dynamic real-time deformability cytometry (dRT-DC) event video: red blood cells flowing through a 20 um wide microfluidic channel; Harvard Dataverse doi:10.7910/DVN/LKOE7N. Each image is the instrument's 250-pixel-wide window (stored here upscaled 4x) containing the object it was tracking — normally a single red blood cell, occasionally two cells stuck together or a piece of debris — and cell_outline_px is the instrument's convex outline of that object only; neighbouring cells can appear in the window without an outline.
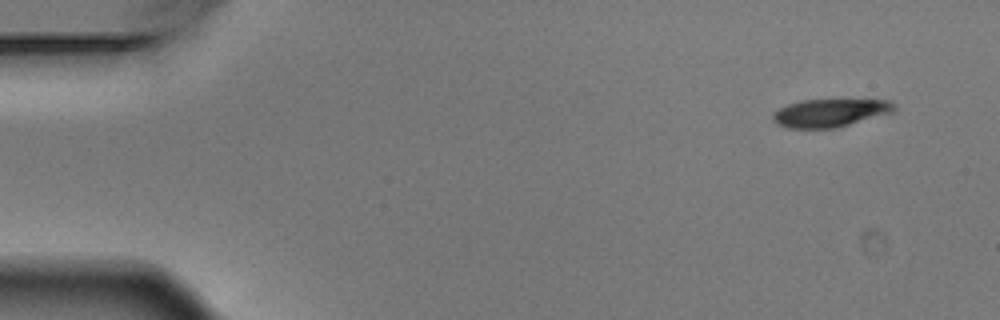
{"species": "Egyptian fruit bat (a non-hibernating species)", "species_latin": "Rousettus aegyptiacus", "temperature_condition": "warm", "stored_images_in_passage": 5, "segment_of_instrument_passage": [1, 2], "camera_frame_rate_fps": 3000, "um_per_image_px": 0.085, "animal": {"sex": "male"}, "frame": {"image": 1, "passage_image": 1, "time_ms": 0.0, "image_size_px": [1000, 320], "cell_outline_px": [[896, 112], [836, 128], [788, 128], [776, 124], [772, 120], [772, 112], [788, 104], [804, 100], [888, 100], [896, 104]], "centroid_in_image_um": [70.58, 9.6], "position_along_channel_um": 14.4, "area_um2": 20.0}}